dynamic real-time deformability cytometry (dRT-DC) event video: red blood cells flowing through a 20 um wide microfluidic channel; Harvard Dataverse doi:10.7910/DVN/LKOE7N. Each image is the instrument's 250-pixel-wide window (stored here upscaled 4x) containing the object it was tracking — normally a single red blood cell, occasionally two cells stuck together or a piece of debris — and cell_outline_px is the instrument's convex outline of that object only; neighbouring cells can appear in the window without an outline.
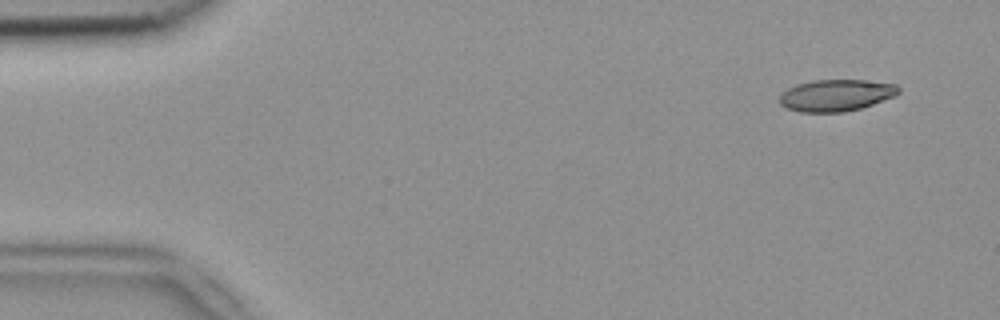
{"species": "common noctule bat (a hibernating species)", "species_latin": "Nyctalus noctula", "temperature_condition": "room temperature", "stored_images_in_passage": 5, "camera_frame_rate_fps": 3000, "um_per_image_px": 0.085, "animal": {"sex": "female", "body_mass_g": 18.4}, "frame": {"image": 1, "passage_image": 1, "time_ms": 0.0, "image_size_px": [1000, 320], "cell_outline_px": [[900, 92], [896, 96], [860, 108], [844, 112], [800, 112], [788, 108], [780, 104], [780, 96], [788, 88], [796, 84], [812, 80], [864, 80], [896, 84], [900, 88]], "centroid_in_image_um": [71.09, 8.09], "position_along_channel_um": 13.9, "area_um2": 21.96}}
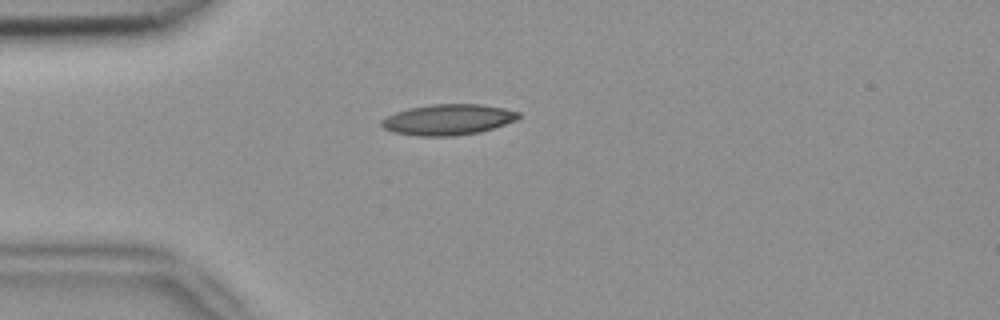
{"frame": {"image": 2, "passage_image": 4, "time_ms": 1.0, "image_size_px": [1000, 320], "cell_outline_px": [[520, 116], [516, 120], [480, 132], [452, 136], [416, 136], [392, 132], [384, 128], [380, 124], [380, 120], [396, 112], [408, 108], [432, 104], [480, 104], [504, 108], [520, 112]], "centroid_in_image_um": [38.06, 10.17], "position_along_channel_um": 46.9, "area_um2": 24.57}}